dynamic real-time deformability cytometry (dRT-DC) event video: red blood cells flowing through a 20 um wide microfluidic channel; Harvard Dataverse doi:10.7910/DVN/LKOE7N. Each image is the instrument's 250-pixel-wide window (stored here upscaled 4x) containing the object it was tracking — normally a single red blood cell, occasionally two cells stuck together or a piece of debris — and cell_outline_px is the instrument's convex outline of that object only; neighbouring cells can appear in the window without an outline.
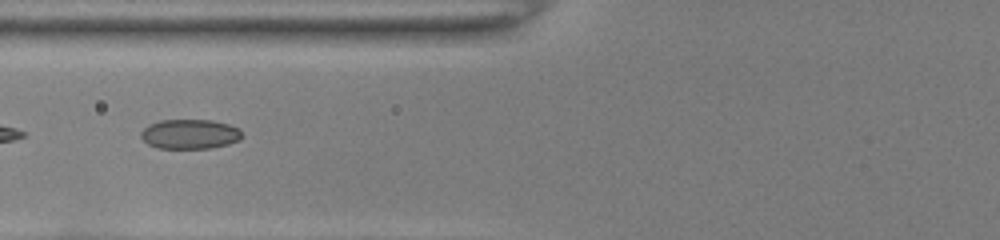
{"species": "common noctule bat (a hibernating species)", "species_latin": "Nyctalus noctula", "temperature_condition": "room temperature", "stored_images_in_passage": 9, "camera_frame_rate_fps": 3000, "um_per_image_px": 0.085, "animal": {"sex": "female", "body_mass_g": 22.0, "forearm_length_mm": 56.7}, "frame": {"image": 1, "passage_image": 4, "time_ms": 1.0, "image_size_px": [1000, 240], "cell_outline_px": [[240, 140], [228, 144], [212, 148], [156, 148], [148, 144], [140, 136], [140, 132], [148, 124], [160, 120], [212, 120], [228, 124], [240, 128]], "centroid_in_image_um": [16.11, 11.39], "position_along_channel_um": 109.7, "area_um2": 17.51}}
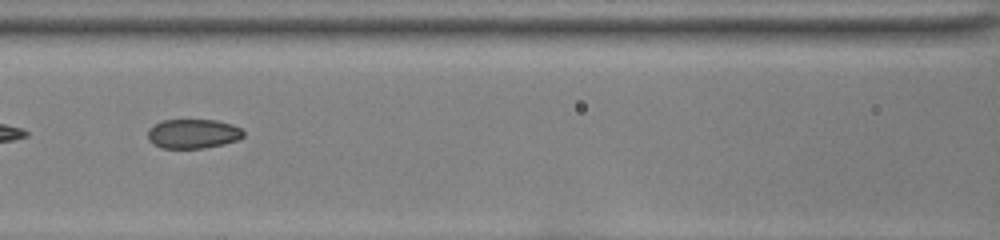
{"frame": {"image": 2, "passage_image": 7, "time_ms": 2.0, "image_size_px": [1000, 240], "cell_outline_px": [[244, 136], [236, 140], [224, 144], [204, 148], [160, 148], [152, 144], [148, 140], [148, 128], [160, 120], [216, 120], [232, 124], [240, 128], [244, 132]], "centroid_in_image_um": [16.37, 11.37], "position_along_channel_um": 150.2, "area_um2": 16.53}}